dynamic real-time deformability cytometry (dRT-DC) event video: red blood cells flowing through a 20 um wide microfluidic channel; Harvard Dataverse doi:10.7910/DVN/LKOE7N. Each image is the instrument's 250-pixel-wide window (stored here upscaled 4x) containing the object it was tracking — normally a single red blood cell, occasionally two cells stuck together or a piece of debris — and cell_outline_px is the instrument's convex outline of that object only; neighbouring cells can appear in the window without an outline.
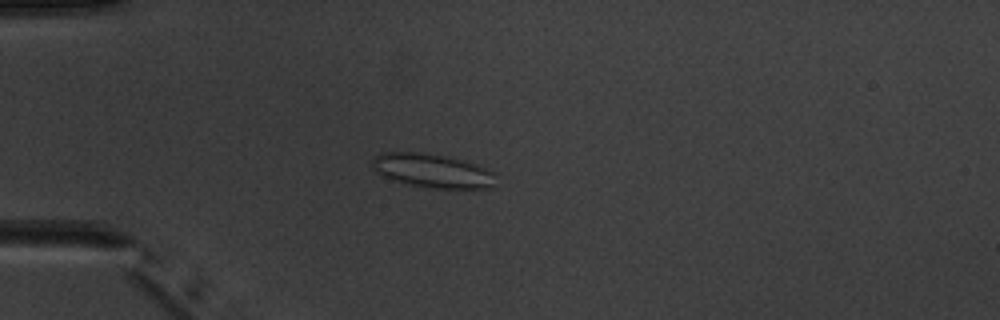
{"species": "common noctule bat (a hibernating species)", "species_latin": "Nyctalus noctula", "temperature_condition": "warm", "stored_images_in_passage": 6, "camera_frame_rate_fps": 3000, "um_per_image_px": 0.085, "animal": {"sex": "male", "body_mass_g": 20.1, "forearm_length_mm": 53.5}, "frame": {"image": 1, "passage_image": 2, "time_ms": 4.333, "image_size_px": [1000, 320], "cell_outline_px": [[496, 188], [432, 188], [408, 184], [384, 176], [372, 168], [372, 156], [380, 152], [420, 152], [444, 156], [480, 164], [496, 172]], "centroid_in_image_um": [36.82, 14.5], "position_along_channel_um": 48.2, "area_um2": 24.74}}
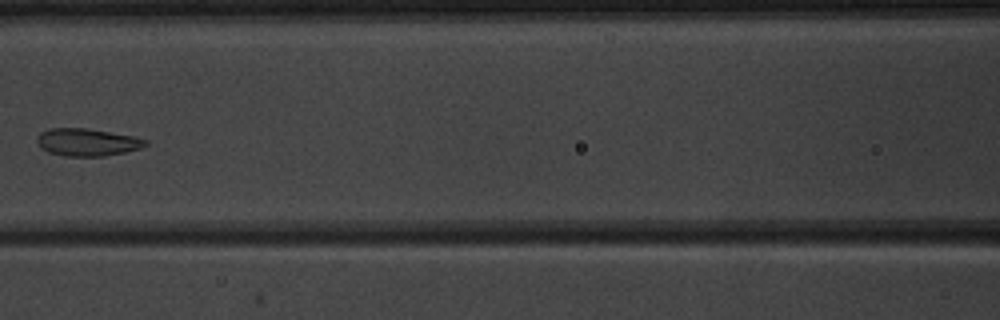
{"frame": {"image": 2, "passage_image": 5, "time_ms": 7.667, "image_size_px": [1000, 320], "cell_outline_px": [[148, 144], [140, 148], [124, 152], [104, 156], [64, 156], [48, 152], [40, 148], [36, 140], [36, 136], [40, 132], [48, 128], [88, 128], [132, 136], [148, 140]], "centroid_in_image_um": [7.36, 12.08], "position_along_channel_um": 159.2, "area_um2": 17.46}}
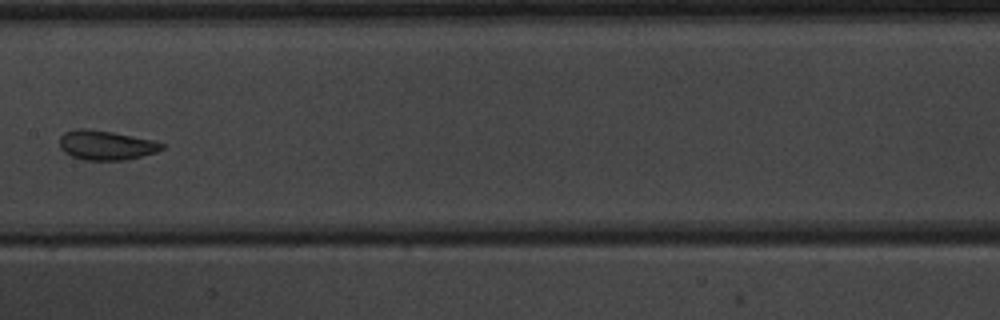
{"frame": {"image": 3, "passage_image": 6, "time_ms": 8.667, "image_size_px": [1000, 320], "cell_outline_px": [[164, 148], [156, 152], [128, 160], [84, 160], [72, 156], [64, 152], [60, 148], [60, 136], [64, 132], [76, 128], [84, 128], [112, 132], [156, 140], [164, 144]], "centroid_in_image_um": [9.02, 12.34], "position_along_channel_um": 198.4, "area_um2": 17.74}}